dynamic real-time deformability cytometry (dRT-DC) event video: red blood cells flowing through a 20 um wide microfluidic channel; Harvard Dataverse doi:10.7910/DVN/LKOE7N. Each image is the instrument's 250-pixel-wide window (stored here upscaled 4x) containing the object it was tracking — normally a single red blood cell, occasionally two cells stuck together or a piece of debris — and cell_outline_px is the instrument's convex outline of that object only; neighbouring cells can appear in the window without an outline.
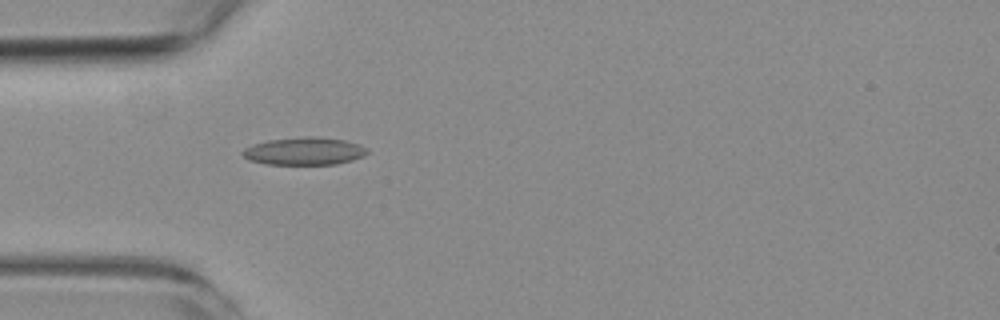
{"species": "common noctule bat (a hibernating species)", "species_latin": "Nyctalus noctula", "temperature_condition": "room temperature", "stored_images_in_passage": 4, "camera_frame_rate_fps": 3000, "um_per_image_px": 0.085, "animal": {"sex": "female", "body_mass_g": 19.3, "forearm_length_mm": 54.1}, "frame": {"image": 1, "passage_image": 4, "time_ms": 3.333, "image_size_px": [1000, 320], "cell_outline_px": [[368, 152], [364, 156], [352, 160], [336, 164], [268, 164], [248, 160], [240, 152], [244, 148], [252, 144], [268, 140], [304, 136], [316, 136], [344, 140], [360, 144], [368, 148]], "centroid_in_image_um": [25.87, 12.84], "position_along_channel_um": 59.1, "area_um2": 20.23}}